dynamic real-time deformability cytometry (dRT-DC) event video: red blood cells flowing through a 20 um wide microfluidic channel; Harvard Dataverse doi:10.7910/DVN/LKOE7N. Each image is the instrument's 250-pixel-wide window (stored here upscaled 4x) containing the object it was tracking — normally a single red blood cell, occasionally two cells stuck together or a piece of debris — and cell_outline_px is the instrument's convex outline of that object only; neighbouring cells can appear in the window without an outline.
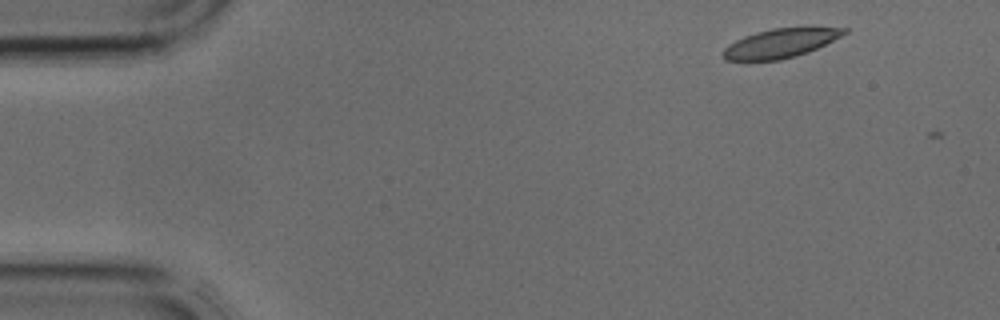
{"species": "common noctule bat (a hibernating species)", "species_latin": "Nyctalus noctula", "temperature_condition": "cold", "stored_images_in_passage": 2, "camera_frame_rate_fps": 3000, "um_per_image_px": 0.085, "animal": {"sex": "male", "body_mass_g": 17.9, "forearm_length_mm": 54.2}, "frame": {"image": 1, "passage_image": 1, "time_ms": 0.0, "image_size_px": [1000, 320], "cell_outline_px": [[848, 32], [808, 52], [796, 56], [780, 60], [724, 60], [720, 52], [728, 44], [744, 36], [756, 32], [772, 28], [804, 24], [812, 24], [848, 28]], "centroid_in_image_um": [66.4, 3.61], "position_along_channel_um": 18.6, "area_um2": 21.44}}